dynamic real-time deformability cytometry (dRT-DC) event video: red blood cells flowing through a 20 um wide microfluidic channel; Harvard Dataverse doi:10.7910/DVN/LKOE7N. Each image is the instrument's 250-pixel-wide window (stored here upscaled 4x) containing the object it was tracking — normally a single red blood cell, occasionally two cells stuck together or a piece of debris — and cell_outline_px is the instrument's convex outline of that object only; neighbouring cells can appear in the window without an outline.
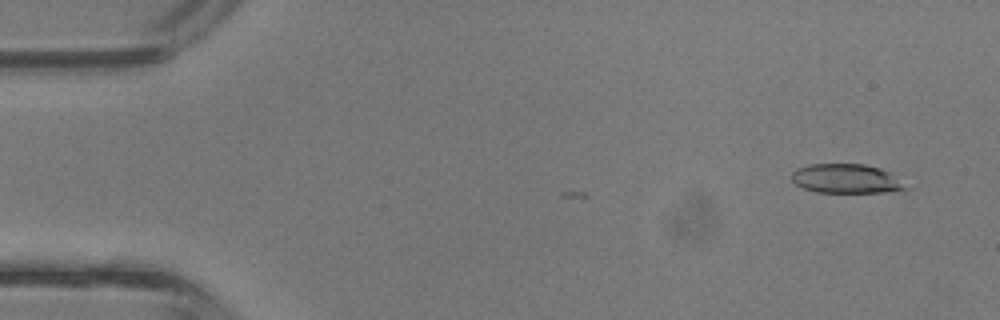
{"species": "common noctule bat (a hibernating species)", "species_latin": "Nyctalus noctula", "temperature_condition": "room temperature", "stored_images_in_passage": 6, "camera_frame_rate_fps": 3000, "um_per_image_px": 0.085, "animal": {"sex": "male", "body_mass_g": 13.3}, "frame": {"image": 1, "passage_image": 2, "time_ms": 0.333, "image_size_px": [1000, 320], "cell_outline_px": [[912, 188], [884, 192], [816, 192], [804, 188], [796, 184], [792, 180], [792, 172], [796, 168], [808, 164], [864, 164], [880, 168], [888, 172]], "centroid_in_image_um": [71.92, 15.18], "position_along_channel_um": 13.1, "area_um2": 19.36}}